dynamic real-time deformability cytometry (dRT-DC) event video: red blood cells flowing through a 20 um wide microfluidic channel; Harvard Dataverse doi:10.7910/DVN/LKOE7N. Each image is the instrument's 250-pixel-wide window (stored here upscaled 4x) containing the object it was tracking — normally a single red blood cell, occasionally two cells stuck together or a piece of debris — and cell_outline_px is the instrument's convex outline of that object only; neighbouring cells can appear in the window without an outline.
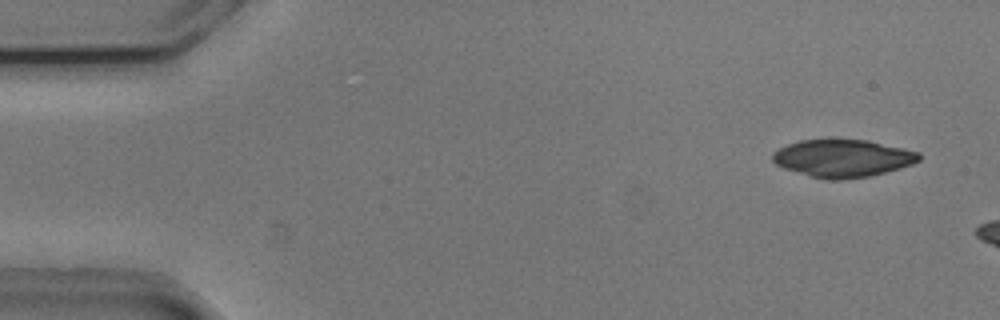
{"species": "common noctule bat (a hibernating species)", "species_latin": "Nyctalus noctula", "temperature_condition": "cold", "stored_images_in_passage": 6, "camera_frame_rate_fps": 3000, "um_per_image_px": 0.085, "animal": {"sex": "male", "body_mass_g": 20.5, "forearm_length_mm": 52.5}, "frame": {"image": 1, "passage_image": 1, "time_ms": 0.0, "image_size_px": [1000, 320], "cell_outline_px": [[920, 160], [912, 164], [900, 168], [868, 176], [844, 180], [828, 180], [812, 176], [784, 168], [776, 164], [772, 160], [772, 152], [788, 144], [800, 140], [828, 136], [836, 136], [868, 140], [904, 148], [920, 152]], "centroid_in_image_um": [71.62, 13.4], "position_along_channel_um": 13.4, "area_um2": 32.95}}